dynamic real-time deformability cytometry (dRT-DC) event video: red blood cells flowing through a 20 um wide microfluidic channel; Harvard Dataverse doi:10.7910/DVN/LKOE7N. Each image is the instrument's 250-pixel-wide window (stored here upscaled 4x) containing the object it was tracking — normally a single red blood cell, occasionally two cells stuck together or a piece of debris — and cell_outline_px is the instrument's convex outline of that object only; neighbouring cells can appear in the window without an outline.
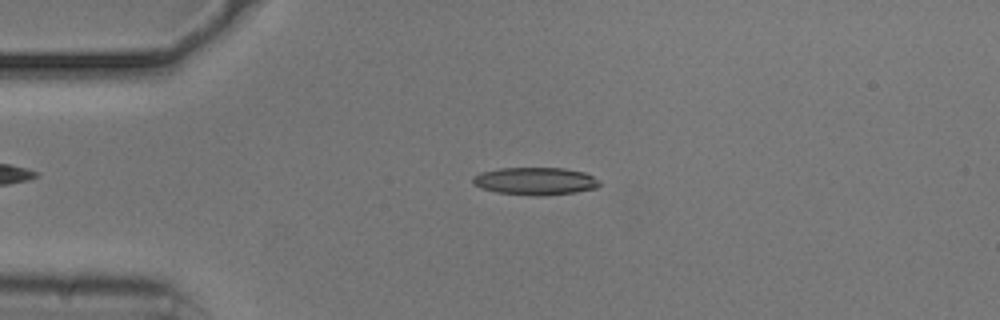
{"species": "common noctule bat (a hibernating species)", "species_latin": "Nyctalus noctula", "temperature_condition": "cold", "stored_images_in_passage": 24, "camera_frame_rate_fps": 3000, "um_per_image_px": 0.085, "animal": {"sex": "male", "body_mass_g": 20.5, "forearm_length_mm": 52.5}, "frame": {"image": 1, "passage_image": 3, "time_ms": 0.667, "image_size_px": [1000, 320], "cell_outline_px": [[600, 184], [596, 188], [576, 192], [544, 196], [532, 196], [496, 192], [480, 188], [472, 184], [472, 176], [480, 172], [500, 168], [564, 168], [584, 172], [600, 180]], "centroid_in_image_um": [45.47, 15.4], "position_along_channel_um": 39.5, "area_um2": 20.63}}
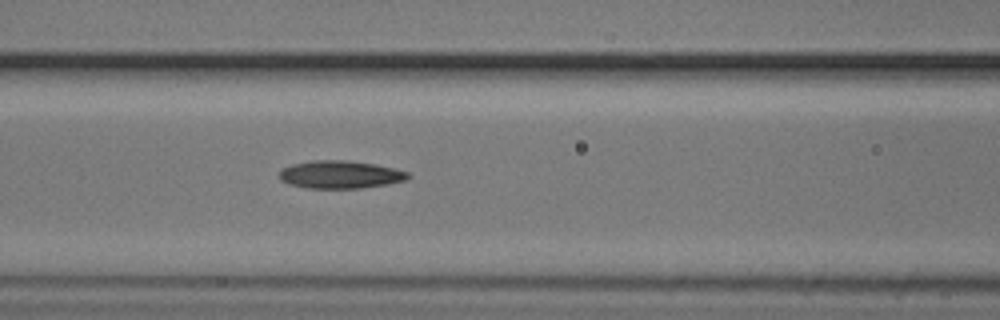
{"frame": {"image": 2, "passage_image": 13, "time_ms": 4.0, "image_size_px": [1000, 320], "cell_outline_px": [[412, 176], [404, 180], [388, 184], [360, 188], [308, 188], [288, 184], [280, 180], [280, 172], [284, 168], [292, 164], [312, 160], [348, 160], [376, 164], [408, 172]], "centroid_in_image_um": [28.92, 14.83], "position_along_channel_um": 137.7, "area_um2": 20.81}}
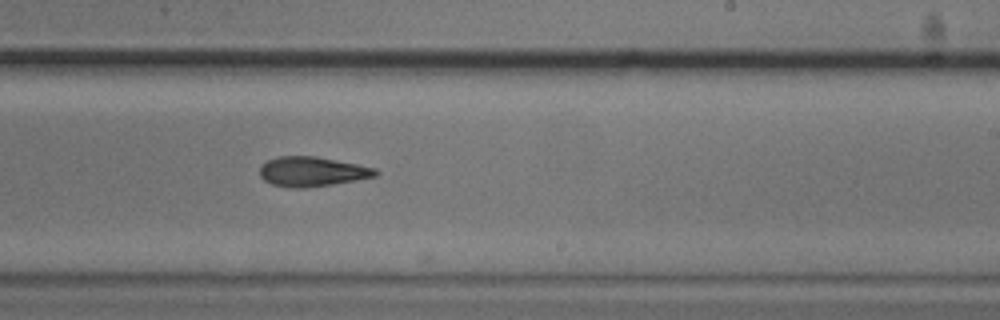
{"frame": {"image": 3, "passage_image": 23, "time_ms": 7.333, "image_size_px": [1000, 320], "cell_outline_px": [[380, 172], [376, 176], [356, 180], [332, 184], [304, 188], [292, 188], [272, 184], [264, 180], [260, 176], [260, 164], [276, 156], [316, 156], [376, 168]], "centroid_in_image_um": [26.51, 14.58], "position_along_channel_um": 262.5, "area_um2": 20.06}}